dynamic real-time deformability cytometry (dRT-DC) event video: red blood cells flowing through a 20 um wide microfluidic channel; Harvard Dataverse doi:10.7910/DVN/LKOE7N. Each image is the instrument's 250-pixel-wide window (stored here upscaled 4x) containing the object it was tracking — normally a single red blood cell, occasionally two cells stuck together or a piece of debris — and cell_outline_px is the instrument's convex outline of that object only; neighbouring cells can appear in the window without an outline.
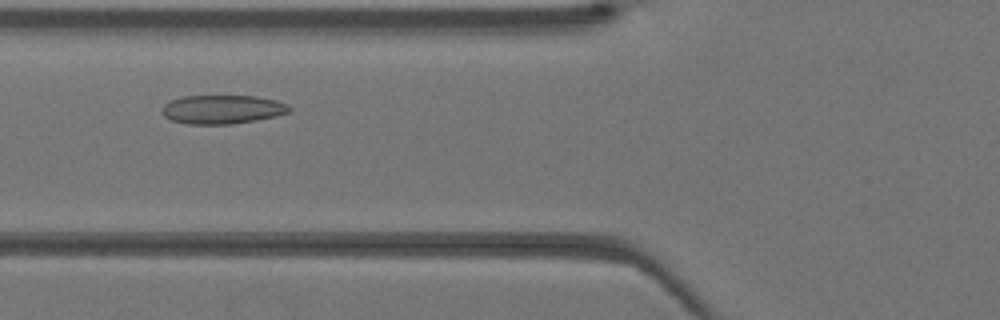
{"species": "Egyptian fruit bat (a non-hibernating species)", "species_latin": "Rousettus aegyptiacus", "temperature_condition": "warm", "stored_images_in_passage": 34, "camera_frame_rate_fps": 3000, "um_per_image_px": 0.085, "animal": {"sex": "female"}, "frame": {"image": 1, "passage_image": 8, "time_ms": 2.333, "image_size_px": [1000, 320], "cell_outline_px": [[292, 108], [288, 112], [276, 116], [256, 120], [232, 124], [188, 124], [172, 120], [164, 116], [160, 112], [160, 108], [168, 100], [184, 96], [256, 96], [276, 100], [288, 104]], "centroid_in_image_um": [18.87, 9.29], "position_along_channel_um": 106.9, "area_um2": 21.56}}
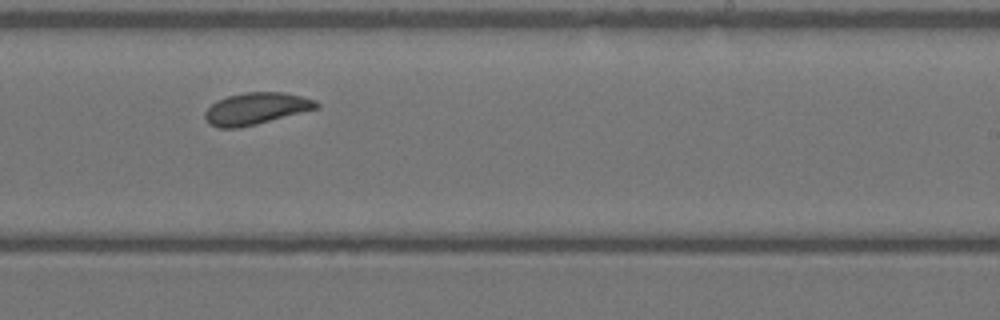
{"frame": {"image": 2, "passage_image": 18, "time_ms": 5.667, "image_size_px": [1000, 320], "cell_outline_px": [[320, 108], [240, 128], [216, 128], [208, 124], [204, 116], [204, 112], [216, 100], [228, 96], [244, 92], [284, 92], [316, 100], [320, 104]], "centroid_in_image_um": [21.75, 9.23], "position_along_channel_um": 267.2, "area_um2": 20.87}}
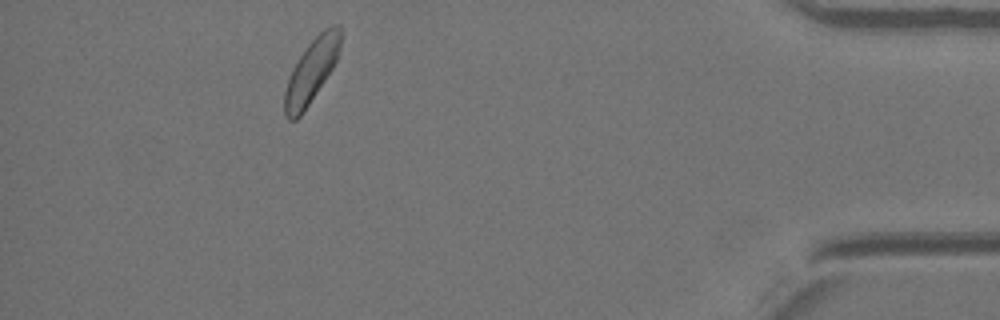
{"frame": {"image": 3, "passage_image": 30, "time_ms": 9.667, "image_size_px": [1000, 320], "cell_outline_px": [[344, 36], [336, 60], [332, 68], [300, 116], [296, 120], [288, 120], [284, 116], [284, 92], [288, 76], [292, 68], [308, 44], [324, 28], [332, 24], [340, 24]], "centroid_in_image_um": [26.48, 5.98], "position_along_channel_um": 408.7, "area_um2": 20.75}}